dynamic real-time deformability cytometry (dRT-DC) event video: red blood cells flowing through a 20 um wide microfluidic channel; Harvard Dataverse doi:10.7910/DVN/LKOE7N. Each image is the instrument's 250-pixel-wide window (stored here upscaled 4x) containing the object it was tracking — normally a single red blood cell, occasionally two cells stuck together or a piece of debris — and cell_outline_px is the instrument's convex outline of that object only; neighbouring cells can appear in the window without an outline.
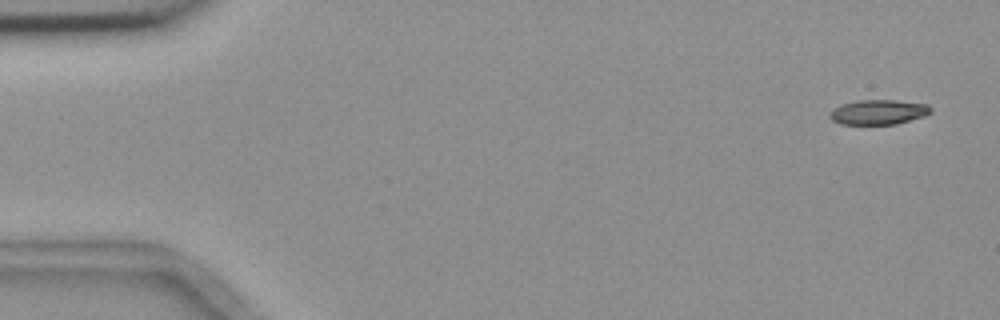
{"species": "common noctule bat (a hibernating species)", "species_latin": "Nyctalus noctula", "temperature_condition": "room temperature", "stored_images_in_passage": 5, "camera_frame_rate_fps": 3000, "um_per_image_px": 0.085, "animal": {"sex": "female", "body_mass_g": 18.4}, "frame": {"image": 1, "passage_image": 1, "time_ms": 0.0, "image_size_px": [1000, 320], "cell_outline_px": [[932, 112], [924, 116], [896, 124], [840, 124], [832, 120], [828, 116], [828, 112], [832, 108], [840, 104], [856, 100], [896, 100], [928, 104], [932, 108]], "centroid_in_image_um": [74.63, 9.52], "position_along_channel_um": 10.4, "area_um2": 14.85}}
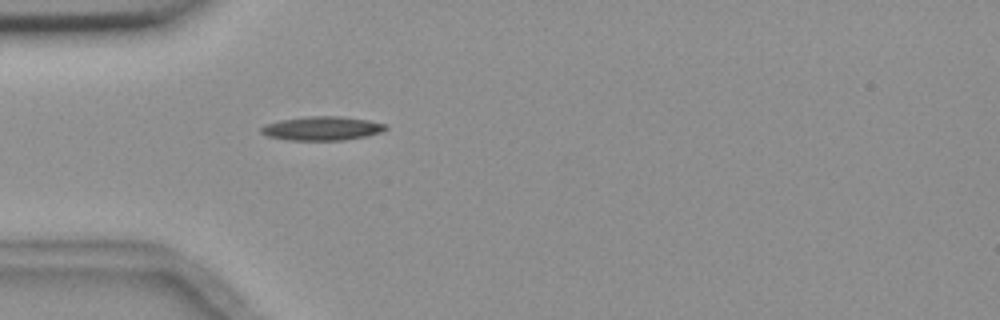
{"frame": {"image": 2, "passage_image": 5, "time_ms": 4.667, "image_size_px": [1000, 320], "cell_outline_px": [[388, 128], [380, 132], [364, 136], [344, 140], [288, 140], [268, 136], [260, 132], [260, 128], [264, 124], [280, 120], [312, 116], [340, 116], [368, 120], [388, 124]], "centroid_in_image_um": [27.37, 10.91], "position_along_channel_um": 57.6, "area_um2": 17.28}}